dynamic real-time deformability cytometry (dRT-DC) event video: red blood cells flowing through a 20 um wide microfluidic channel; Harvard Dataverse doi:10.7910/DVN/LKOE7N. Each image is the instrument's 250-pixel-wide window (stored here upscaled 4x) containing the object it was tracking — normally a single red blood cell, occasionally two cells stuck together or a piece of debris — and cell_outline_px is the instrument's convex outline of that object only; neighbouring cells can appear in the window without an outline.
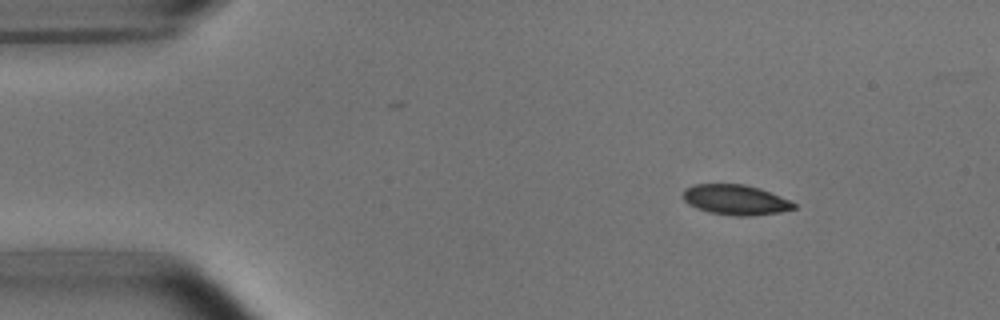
{"species": "common noctule bat (a hibernating species)", "species_latin": "Nyctalus noctula", "temperature_condition": "room temperature", "stored_images_in_passage": 47, "camera_frame_rate_fps": 3000, "um_per_image_px": 0.085, "animal": {"sex": "male", "body_mass_g": 15.6}, "frame": {"image": 1, "passage_image": 1, "time_ms": 0.0, "image_size_px": [1000, 320], "cell_outline_px": [[796, 208], [780, 212], [752, 216], [736, 216], [708, 212], [696, 208], [688, 204], [684, 200], [684, 188], [696, 184], [744, 184], [760, 188], [780, 196], [796, 204]], "centroid_in_image_um": [62.51, 16.98], "position_along_channel_um": 22.5, "area_um2": 19.48}}
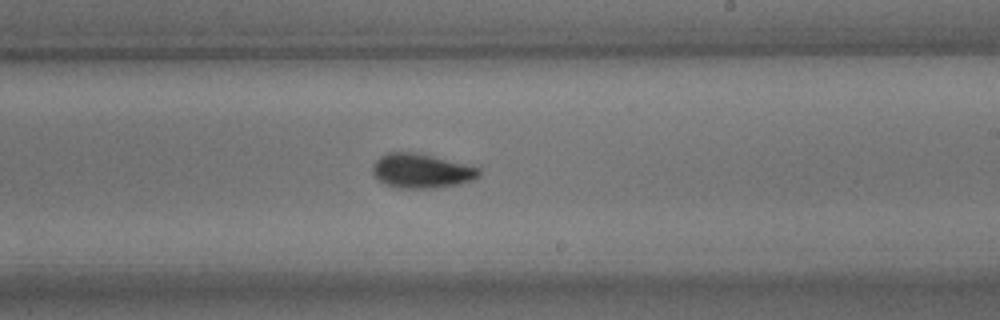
{"frame": {"image": 2, "passage_image": 25, "time_ms": 8.0, "image_size_px": [1000, 320], "cell_outline_px": [[480, 176], [472, 180], [460, 184], [436, 188], [396, 188], [384, 184], [376, 180], [372, 172], [372, 164], [380, 156], [388, 152], [416, 152], [472, 164], [480, 168]], "centroid_in_image_um": [35.83, 14.52], "position_along_channel_um": 253.2, "area_um2": 21.96}}
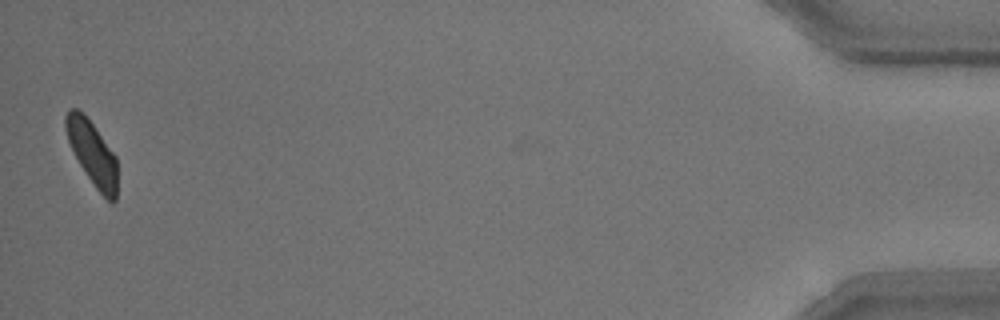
{"frame": {"image": 3, "passage_image": 46, "time_ms": 15.0, "image_size_px": [1000, 320], "cell_outline_px": [[116, 200], [112, 204], [96, 188], [80, 164], [68, 140], [64, 128], [64, 116], [72, 108], [76, 108], [84, 112], [116, 156]], "centroid_in_image_um": [7.83, 12.97], "position_along_channel_um": 427.4, "area_um2": 18.96}, "authors_computed_cell_mechanics": {"area_um2": 20.5768, "velocity_mm_per_s": 3.7802, "shape_relaxation_time_tau1_ms": 3.02, "shape_relaxation_time_tau2_ms": 1.2444, "deformation_change_tau1": 0.1128, "deformation_change_tau2": 0.0534}}